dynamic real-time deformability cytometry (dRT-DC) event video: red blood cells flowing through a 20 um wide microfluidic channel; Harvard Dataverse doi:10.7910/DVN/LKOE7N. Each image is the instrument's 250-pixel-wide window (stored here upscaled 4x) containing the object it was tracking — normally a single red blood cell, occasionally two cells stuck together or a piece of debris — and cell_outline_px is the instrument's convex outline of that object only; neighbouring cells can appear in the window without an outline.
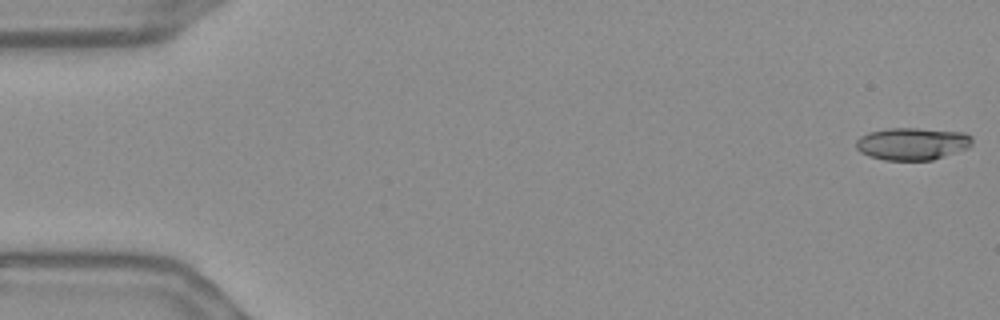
{"species": "Egyptian fruit bat (a non-hibernating species)", "species_latin": "Rousettus aegyptiacus", "temperature_condition": "warm", "stored_images_in_passage": 55, "camera_frame_rate_fps": 3000, "um_per_image_px": 0.085, "frame": {"image": 1, "passage_image": 1, "time_ms": 0.0, "image_size_px": [1000, 320], "cell_outline_px": [[972, 144], [968, 148], [932, 160], [884, 160], [868, 156], [860, 152], [856, 148], [856, 140], [860, 136], [868, 132], [888, 128], [916, 128], [964, 132], [972, 136]], "centroid_in_image_um": [77.53, 12.21], "position_along_channel_um": 7.5, "area_um2": 22.02}}
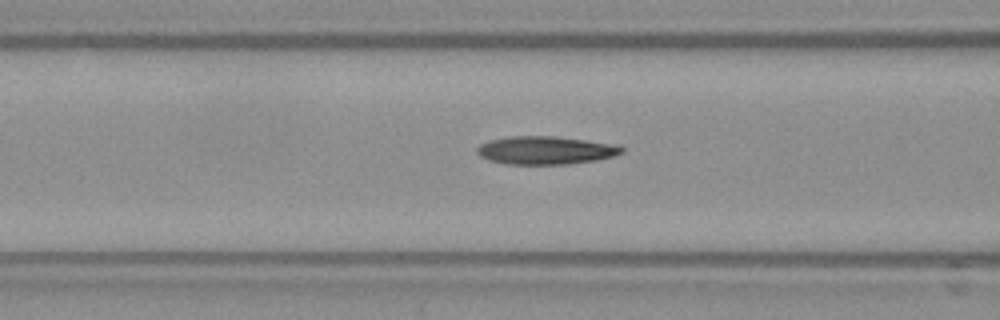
{"frame": {"image": 2, "passage_image": 22, "time_ms": 7.0, "image_size_px": [1000, 320], "cell_outline_px": [[624, 152], [612, 156], [596, 160], [568, 164], [504, 164], [488, 160], [480, 156], [476, 152], [476, 148], [480, 144], [488, 140], [508, 136], [556, 136], [620, 144], [624, 148]], "centroid_in_image_um": [46.37, 12.76], "position_along_channel_um": 120.2, "area_um2": 24.04}}
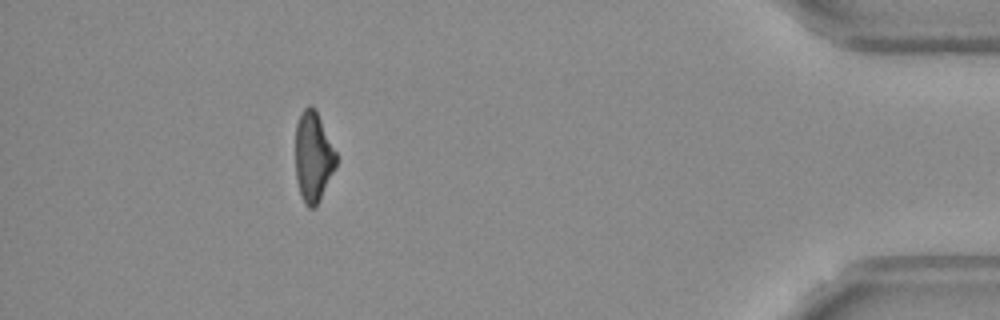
{"frame": {"image": 3, "passage_image": 50, "time_ms": 16.333, "image_size_px": [1000, 320], "cell_outline_px": [[336, 168], [316, 208], [308, 208], [304, 204], [300, 196], [296, 180], [296, 124], [304, 108], [308, 104], [312, 104], [316, 108], [336, 152]], "centroid_in_image_um": [26.63, 13.35], "position_along_channel_um": 408.6, "area_um2": 21.73}, "authors_computed_cell_mechanics": {"area_um2": 23.0622, "velocity_mm_per_s": 3.6769, "shape_relaxation_time_tau1_ms": null, "shape_relaxation_time_tau2_ms": 4.0449, "deformation_change_tau1": null, "deformation_change_tau2": 0.1406}}